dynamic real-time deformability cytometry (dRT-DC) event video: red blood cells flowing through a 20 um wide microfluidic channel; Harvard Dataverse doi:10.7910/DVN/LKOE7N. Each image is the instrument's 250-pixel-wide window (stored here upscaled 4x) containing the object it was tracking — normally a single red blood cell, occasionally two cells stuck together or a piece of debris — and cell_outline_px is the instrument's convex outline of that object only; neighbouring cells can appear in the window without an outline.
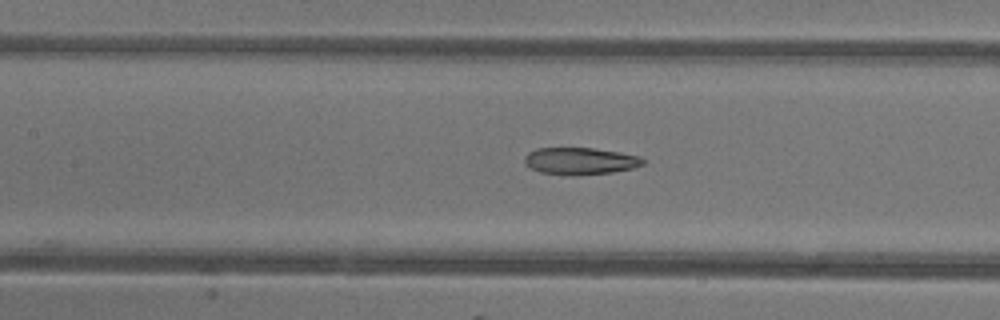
{"species": "common noctule bat (a hibernating species)", "species_latin": "Nyctalus noctula", "temperature_condition": "warm", "stored_images_in_passage": 30, "camera_frame_rate_fps": 3000, "um_per_image_px": 0.085, "animal": {"sex": "female"}, "frame": {"image": 1, "passage_image": 22, "time_ms": 7.0, "image_size_px": [1000, 320], "cell_outline_px": [[644, 164], [632, 168], [612, 172], [572, 176], [568, 176], [540, 172], [524, 164], [524, 156], [528, 152], [536, 148], [592, 148], [620, 152], [640, 156], [644, 160]], "centroid_in_image_um": [49.29, 13.69], "position_along_channel_um": 158.1, "area_um2": 18.79}}
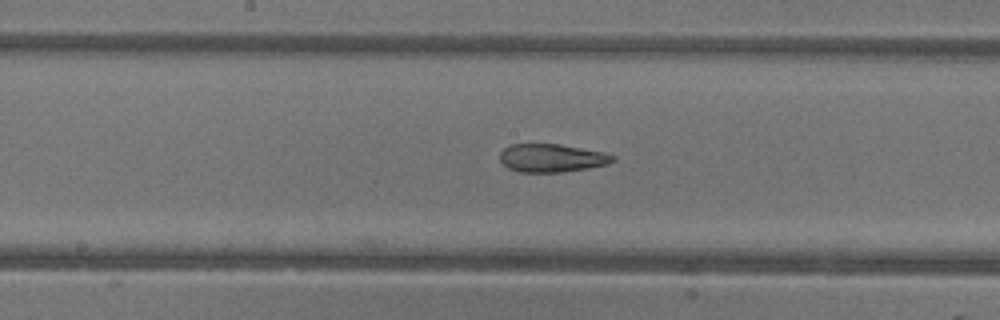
{"frame": {"image": 2, "passage_image": 25, "time_ms": 8.0, "image_size_px": [1000, 320], "cell_outline_px": [[616, 160], [608, 164], [588, 168], [560, 172], [520, 172], [508, 168], [500, 160], [500, 152], [504, 148], [512, 144], [560, 144], [604, 152], [616, 156]], "centroid_in_image_um": [46.92, 13.43], "position_along_channel_um": 201.3, "area_um2": 18.55}}